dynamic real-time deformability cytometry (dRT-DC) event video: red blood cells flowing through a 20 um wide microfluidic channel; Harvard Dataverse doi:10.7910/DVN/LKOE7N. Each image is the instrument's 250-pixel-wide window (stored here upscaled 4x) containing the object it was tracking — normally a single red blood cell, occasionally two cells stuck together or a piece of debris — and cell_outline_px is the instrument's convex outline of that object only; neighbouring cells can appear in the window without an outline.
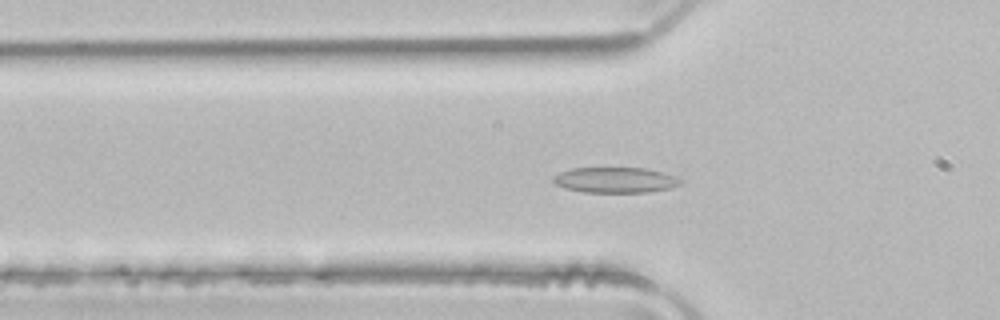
{"species": "common noctule bat (a hibernating species)", "species_latin": "Nyctalus noctula", "temperature_condition": "room temperature", "stored_images_in_passage": 44, "camera_frame_rate_fps": 3000, "um_per_image_px": 0.085, "animal": {"sex": "male", "body_mass_g": 21.5, "forearm_length_mm": 52.0}, "frame": {"image": 1, "passage_image": 14, "time_ms": 4.333, "image_size_px": [1000, 320], "cell_outline_px": [[684, 180], [680, 184], [672, 188], [652, 192], [584, 192], [564, 188], [556, 184], [552, 180], [552, 176], [560, 172], [572, 168], [648, 168], [676, 176]], "centroid_in_image_um": [52.33, 15.3], "position_along_channel_um": 73.5, "area_um2": 19.13}}
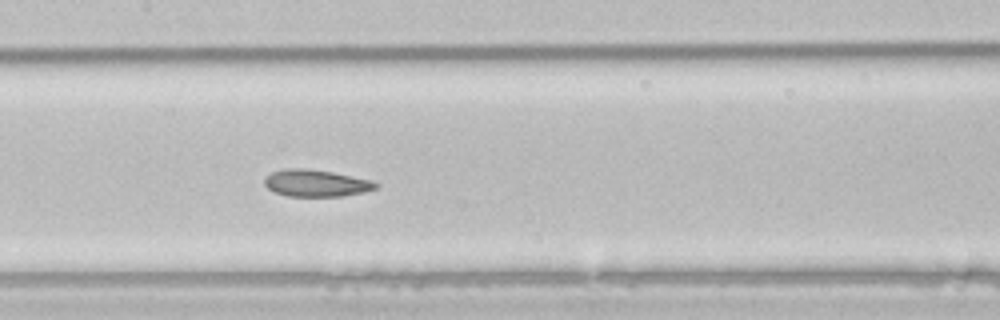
{"frame": {"image": 2, "passage_image": 22, "time_ms": 7.0, "image_size_px": [1000, 320], "cell_outline_px": [[380, 184], [376, 188], [364, 192], [340, 196], [288, 196], [272, 192], [264, 184], [264, 176], [272, 172], [284, 168], [304, 168], [332, 172], [368, 180]], "centroid_in_image_um": [26.79, 15.57], "position_along_channel_um": 180.6, "area_um2": 17.4}}
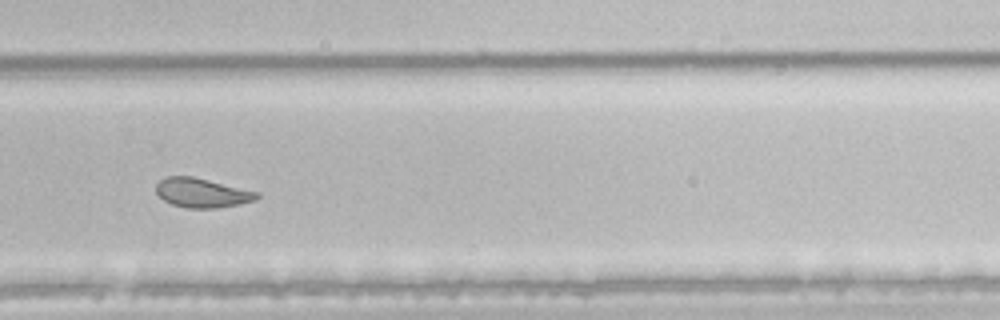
{"frame": {"image": 3, "passage_image": 32, "time_ms": 10.333, "image_size_px": [1000, 320], "cell_outline_px": [[260, 196], [256, 200], [240, 204], [216, 208], [188, 208], [172, 204], [164, 200], [156, 192], [156, 184], [160, 180], [168, 176], [192, 176], [260, 192]], "centroid_in_image_um": [17.2, 16.39], "position_along_channel_um": 312.6, "area_um2": 17.22}, "authors_computed_cell_mechanics": {"area_um2": 19.3052, "velocity_mm_per_s": 3.9861, "shape_relaxation_time_tau1_ms": null, "shape_relaxation_time_tau2_ms": 1.7023, "deformation_change_tau1": null, "deformation_change_tau2": 0.0844}}